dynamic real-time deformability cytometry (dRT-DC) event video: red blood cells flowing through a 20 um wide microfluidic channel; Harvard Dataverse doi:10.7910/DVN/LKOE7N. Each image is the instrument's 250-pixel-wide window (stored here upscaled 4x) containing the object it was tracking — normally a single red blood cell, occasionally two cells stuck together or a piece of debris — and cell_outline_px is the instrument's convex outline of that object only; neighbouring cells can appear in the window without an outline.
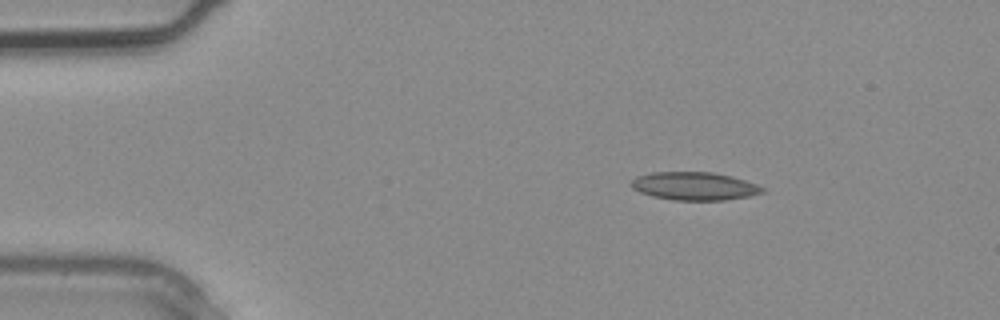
{"species": "common noctule bat (a hibernating species)", "species_latin": "Nyctalus noctula", "temperature_condition": "warm", "stored_images_in_passage": 1, "camera_frame_rate_fps": 3000, "um_per_image_px": 0.085, "animal": {"sex": "male", "body_mass_g": 20.4}, "frame": {"image": 1, "passage_image": 1, "time_ms": 0.0, "image_size_px": [1000, 320], "cell_outline_px": [[764, 192], [748, 196], [724, 200], [676, 200], [652, 196], [640, 192], [632, 188], [628, 184], [636, 176], [652, 172], [712, 172], [732, 176], [756, 184], [764, 188]], "centroid_in_image_um": [58.98, 15.81], "position_along_channel_um": 26.0, "area_um2": 21.44}}